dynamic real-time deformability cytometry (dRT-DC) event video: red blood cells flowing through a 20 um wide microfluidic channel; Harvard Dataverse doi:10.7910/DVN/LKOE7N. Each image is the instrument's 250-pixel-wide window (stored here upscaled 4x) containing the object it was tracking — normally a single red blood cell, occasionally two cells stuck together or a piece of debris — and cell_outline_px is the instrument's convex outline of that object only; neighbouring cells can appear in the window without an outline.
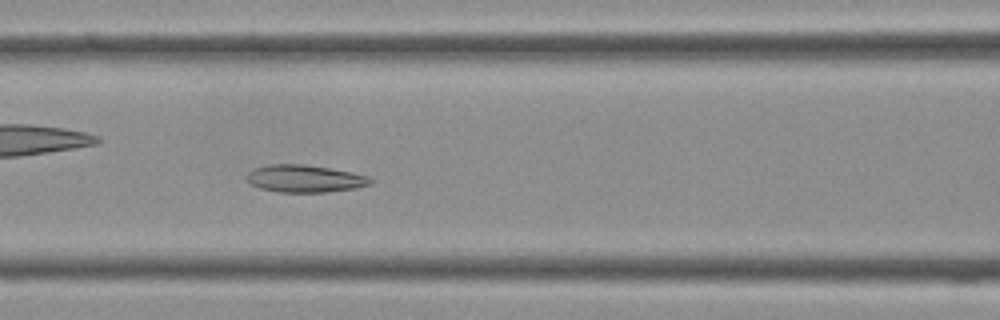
{"species": "Egyptian fruit bat (a non-hibernating species)", "species_latin": "Rousettus aegyptiacus", "temperature_condition": "cold", "stored_images_in_passage": 39, "camera_frame_rate_fps": 3000, "um_per_image_px": 0.085, "frame": {"image": 1, "passage_image": 16, "time_ms": 5.0, "image_size_px": [1000, 320], "cell_outline_px": [[372, 184], [356, 188], [328, 192], [276, 192], [260, 188], [252, 184], [244, 176], [248, 172], [256, 168], [268, 164], [304, 164], [352, 172], [368, 176], [372, 180]], "centroid_in_image_um": [25.9, 15.18], "position_along_channel_um": 140.7, "area_um2": 19.77}}
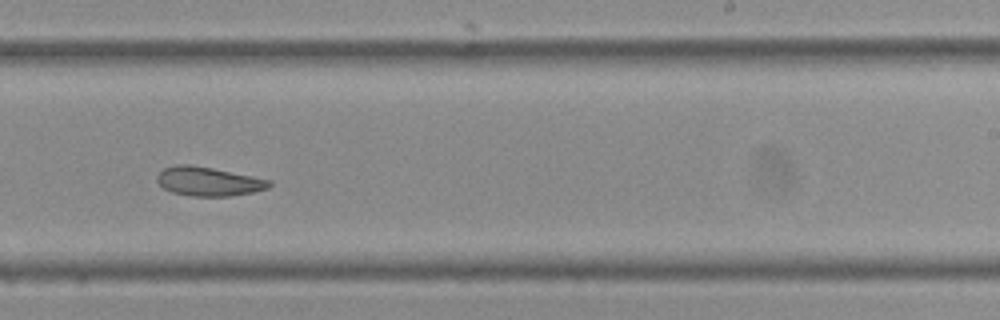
{"frame": {"image": 2, "passage_image": 24, "time_ms": 7.667, "image_size_px": [1000, 320], "cell_outline_px": [[272, 184], [268, 188], [252, 192], [228, 196], [192, 196], [172, 192], [164, 188], [156, 180], [156, 176], [164, 168], [176, 164], [188, 164], [212, 168], [272, 180]], "centroid_in_image_um": [17.71, 15.41], "position_along_channel_um": 271.3, "area_um2": 18.84}}
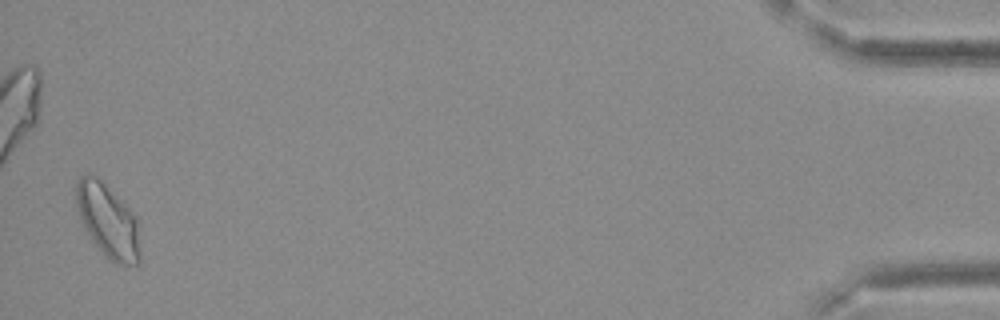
{"frame": {"image": 3, "passage_image": 39, "time_ms": 12.667, "image_size_px": [1000, 320], "cell_outline_px": [[140, 264], [124, 268], [108, 260], [104, 256], [88, 236], [80, 220], [76, 208], [76, 180], [80, 176], [88, 172], [96, 176], [136, 216], [140, 248]], "centroid_in_image_um": [9.16, 18.84], "position_along_channel_um": 426.0, "area_um2": 27.92}}